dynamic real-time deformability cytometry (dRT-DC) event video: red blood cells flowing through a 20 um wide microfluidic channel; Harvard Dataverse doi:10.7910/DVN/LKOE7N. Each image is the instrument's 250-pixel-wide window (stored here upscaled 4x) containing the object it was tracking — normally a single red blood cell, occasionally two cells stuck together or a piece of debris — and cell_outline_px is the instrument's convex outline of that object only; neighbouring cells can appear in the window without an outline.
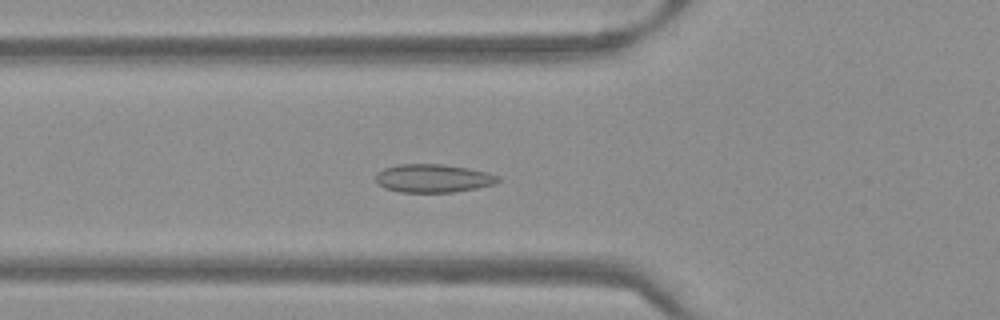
{"species": "Egyptian fruit bat (a non-hibernating species)", "species_latin": "Rousettus aegyptiacus", "temperature_condition": "warm", "stored_images_in_passage": 53, "camera_frame_rate_fps": 3000, "um_per_image_px": 0.085, "frame": {"image": 1, "passage_image": 19, "time_ms": 6.0, "image_size_px": [1000, 320], "cell_outline_px": [[500, 180], [492, 184], [476, 188], [452, 192], [400, 192], [384, 188], [376, 184], [376, 172], [384, 168], [396, 164], [444, 164], [468, 168], [488, 172], [500, 176]], "centroid_in_image_um": [36.78, 15.15], "position_along_channel_um": 89.0, "area_um2": 20.29}}
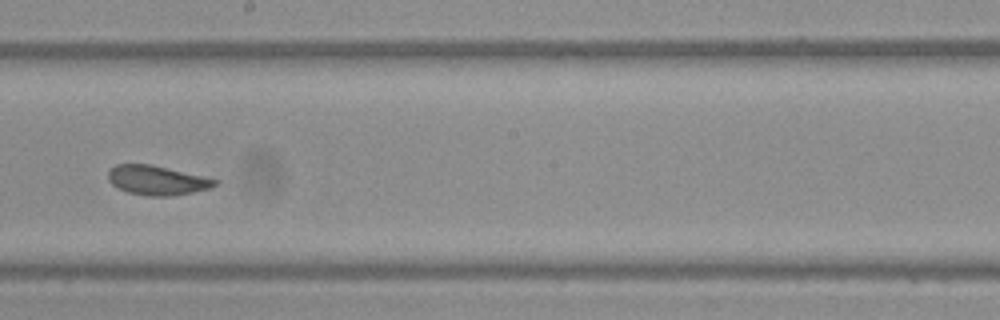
{"frame": {"image": 2, "passage_image": 30, "time_ms": 9.667, "image_size_px": [1000, 320], "cell_outline_px": [[220, 180], [216, 184], [208, 188], [192, 192], [168, 196], [148, 196], [128, 192], [112, 184], [108, 180], [108, 172], [116, 164], [152, 164]], "centroid_in_image_um": [13.34, 15.31], "position_along_channel_um": 234.9, "area_um2": 18.09}}
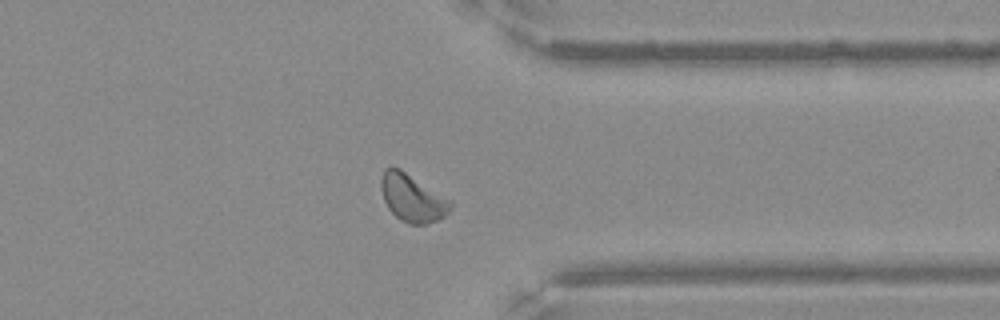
{"frame": {"image": 3, "passage_image": 41, "time_ms": 13.333, "image_size_px": [1000, 320], "cell_outline_px": [[452, 208], [444, 216], [428, 224], [408, 224], [400, 220], [388, 208], [384, 200], [380, 184], [380, 180], [384, 168], [392, 164], [400, 168], [452, 200]], "centroid_in_image_um": [35.04, 16.8], "position_along_channel_um": 376.4, "area_um2": 19.54}}